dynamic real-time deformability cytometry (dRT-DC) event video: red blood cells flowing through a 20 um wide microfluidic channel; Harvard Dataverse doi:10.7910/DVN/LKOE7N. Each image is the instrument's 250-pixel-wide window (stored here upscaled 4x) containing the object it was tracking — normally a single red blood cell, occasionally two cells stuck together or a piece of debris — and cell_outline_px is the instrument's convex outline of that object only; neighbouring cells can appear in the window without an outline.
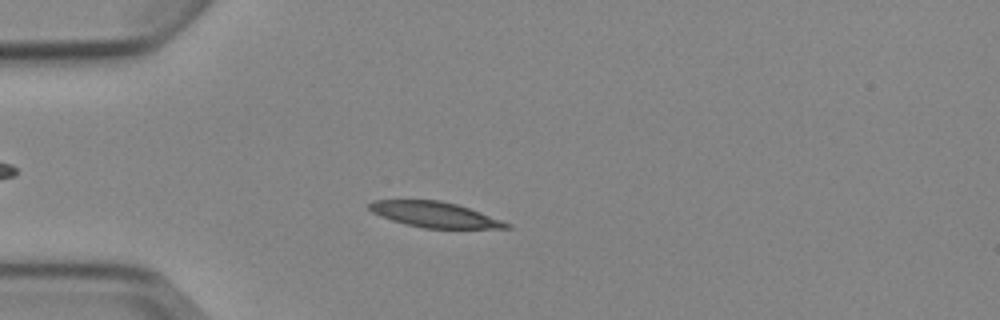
{"species": "Egyptian fruit bat (a non-hibernating species)", "species_latin": "Rousettus aegyptiacus", "temperature_condition": "cold", "stored_images_in_passage": 2, "camera_frame_rate_fps": 3000, "um_per_image_px": 0.085, "animal": {"sex": "female"}, "frame": {"image": 1, "passage_image": 2, "time_ms": 1.0, "image_size_px": [1000, 320], "cell_outline_px": [[512, 228], [424, 228], [392, 220], [372, 212], [368, 208], [368, 204], [372, 200], [440, 200], [456, 204], [480, 212], [512, 224]], "centroid_in_image_um": [36.95, 18.23], "position_along_channel_um": 48.1, "area_um2": 20.11}}